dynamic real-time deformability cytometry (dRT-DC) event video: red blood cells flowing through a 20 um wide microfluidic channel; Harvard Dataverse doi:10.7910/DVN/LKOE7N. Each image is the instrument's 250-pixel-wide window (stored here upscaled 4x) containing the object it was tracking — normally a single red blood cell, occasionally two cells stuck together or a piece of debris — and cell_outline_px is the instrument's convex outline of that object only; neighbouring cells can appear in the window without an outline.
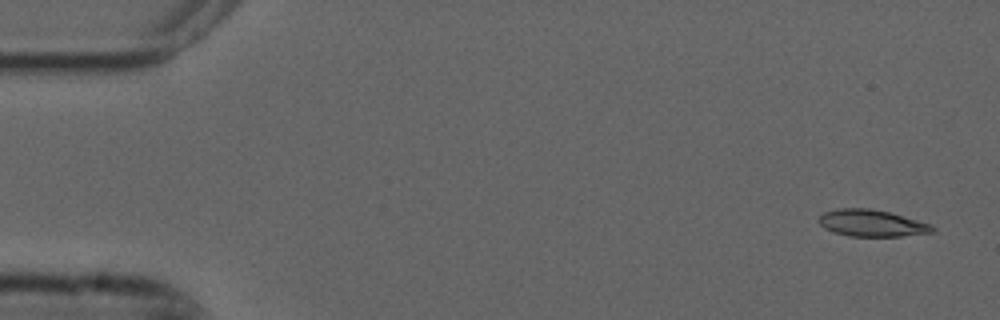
{"species": "common noctule bat (a hibernating species)", "species_latin": "Nyctalus noctula", "temperature_condition": "cold", "stored_images_in_passage": 4, "camera_frame_rate_fps": 3000, "um_per_image_px": 0.085, "animal": {"sex": "male", "forearm_length_mm": 52.5}, "frame": {"image": 1, "passage_image": 1, "time_ms": 0.0, "image_size_px": [1000, 320], "cell_outline_px": [[936, 232], [900, 236], [848, 236], [832, 232], [824, 228], [816, 220], [824, 212], [840, 208], [872, 208], [888, 212], [916, 220], [928, 224], [936, 228]], "centroid_in_image_um": [74.05, 18.97], "position_along_channel_um": 10.9, "area_um2": 17.69}}